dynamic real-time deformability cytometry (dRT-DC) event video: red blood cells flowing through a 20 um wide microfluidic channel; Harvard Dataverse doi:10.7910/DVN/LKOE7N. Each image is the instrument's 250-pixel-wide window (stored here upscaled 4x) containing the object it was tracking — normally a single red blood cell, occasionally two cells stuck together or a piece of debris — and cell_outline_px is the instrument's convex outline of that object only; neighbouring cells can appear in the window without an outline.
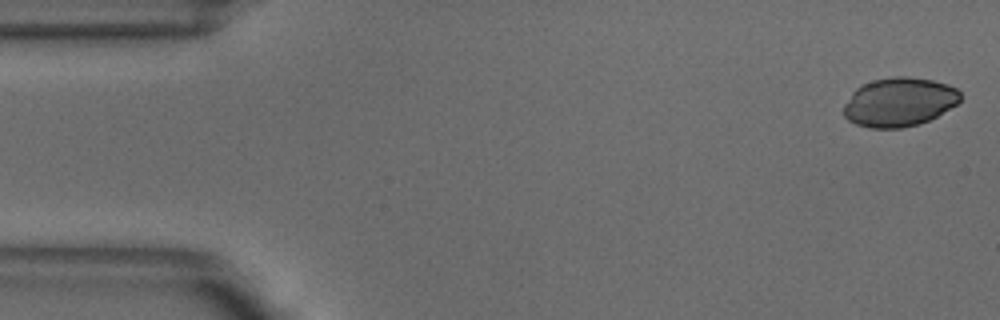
{"species": "common noctule bat (a hibernating species)", "species_latin": "Nyctalus noctula", "temperature_condition": "warm", "stored_images_in_passage": 11, "camera_frame_rate_fps": 3000, "um_per_image_px": 0.085, "animal": {"sex": "male", "body_mass_g": 18.8}, "frame": {"image": 1, "passage_image": 1, "time_ms": 0.0, "image_size_px": [1000, 320], "cell_outline_px": [[960, 100], [956, 104], [936, 116], [920, 124], [900, 128], [872, 128], [856, 124], [848, 120], [844, 116], [844, 104], [852, 92], [860, 84], [872, 80], [892, 76], [904, 76], [932, 80], [948, 84], [956, 88], [960, 92]], "centroid_in_image_um": [76.4, 8.66], "position_along_channel_um": 8.6, "area_um2": 33.29}}